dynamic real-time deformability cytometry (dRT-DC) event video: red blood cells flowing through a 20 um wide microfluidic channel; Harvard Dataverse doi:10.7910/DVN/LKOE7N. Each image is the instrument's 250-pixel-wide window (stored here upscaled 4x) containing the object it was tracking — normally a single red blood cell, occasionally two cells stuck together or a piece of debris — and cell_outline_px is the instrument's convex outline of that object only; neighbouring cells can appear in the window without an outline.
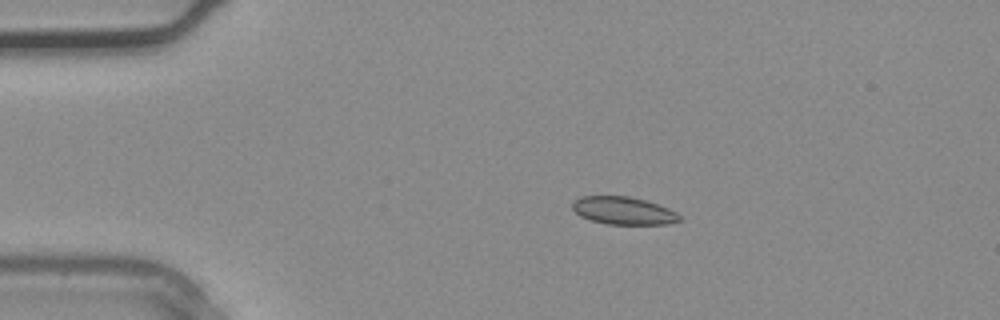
{"species": "common noctule bat (a hibernating species)", "species_latin": "Nyctalus noctula", "temperature_condition": "warm", "stored_images_in_passage": 4, "camera_frame_rate_fps": 3000, "um_per_image_px": 0.085, "animal": {"sex": "male", "body_mass_g": 20.4}, "frame": {"image": 1, "passage_image": 2, "time_ms": 0.333, "image_size_px": [1000, 320], "cell_outline_px": [[680, 220], [668, 224], [608, 224], [592, 220], [580, 216], [572, 208], [572, 200], [580, 196], [628, 196], [644, 200], [668, 208], [676, 212], [680, 216]], "centroid_in_image_um": [52.95, 17.9], "position_along_channel_um": 32.0, "area_um2": 17.17}}
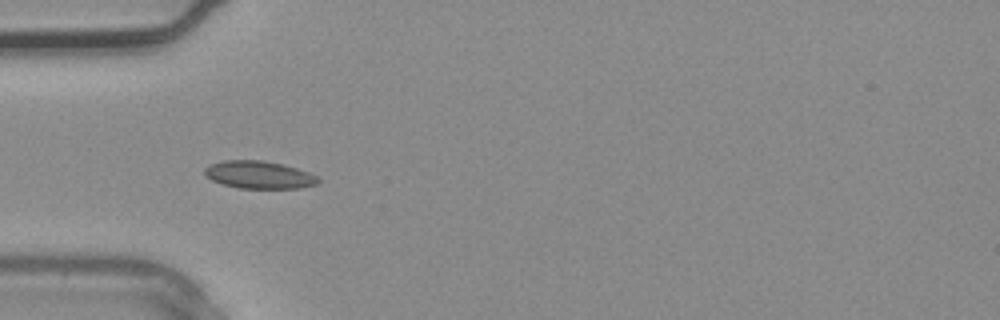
{"frame": {"image": 2, "passage_image": 3, "time_ms": 0.667, "image_size_px": [1000, 320], "cell_outline_px": [[320, 184], [300, 188], [240, 188], [224, 184], [212, 180], [204, 176], [204, 168], [212, 164], [224, 160], [264, 160], [284, 164], [308, 172], [316, 176], [320, 180]], "centroid_in_image_um": [22.04, 14.85], "position_along_channel_um": 63.0, "area_um2": 18.32}}
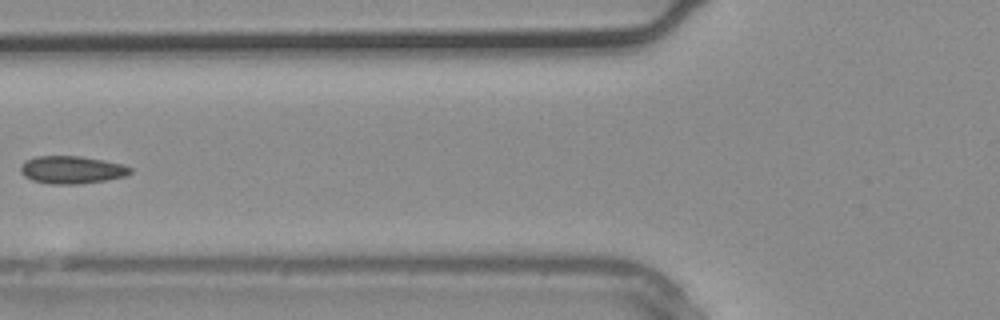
{"frame": {"image": 3, "passage_image": 4, "time_ms": 1.0, "image_size_px": [1000, 320], "cell_outline_px": [[132, 172], [124, 176], [104, 180], [80, 184], [48, 184], [32, 180], [24, 176], [20, 172], [20, 164], [24, 160], [36, 156], [80, 156], [104, 160], [120, 164], [132, 168]], "centroid_in_image_um": [6.04, 14.43], "position_along_channel_um": 119.8, "area_um2": 17.74}}